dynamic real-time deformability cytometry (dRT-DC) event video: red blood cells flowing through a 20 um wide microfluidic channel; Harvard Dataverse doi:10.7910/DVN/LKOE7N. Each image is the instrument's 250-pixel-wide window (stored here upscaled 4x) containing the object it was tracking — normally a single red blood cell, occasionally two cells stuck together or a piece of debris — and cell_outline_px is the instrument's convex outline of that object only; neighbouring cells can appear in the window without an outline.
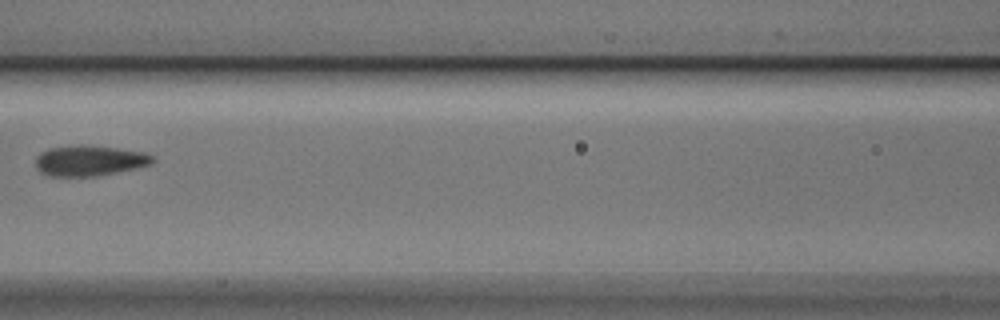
{"species": "Egyptian fruit bat (a non-hibernating species)", "species_latin": "Rousettus aegyptiacus", "temperature_condition": "cold", "stored_images_in_passage": 4, "camera_frame_rate_fps": 3000, "um_per_image_px": 0.085, "animal": {"sex": "male"}, "frame": {"image": 1, "passage_image": 3, "time_ms": 0.667, "image_size_px": [1000, 320], "cell_outline_px": [[156, 160], [152, 164], [116, 172], [96, 176], [48, 176], [40, 172], [36, 168], [36, 156], [40, 152], [48, 148], [80, 144], [88, 144], [144, 152], [152, 156]], "centroid_in_image_um": [7.57, 13.64], "position_along_channel_um": 159.0, "area_um2": 20.98}}
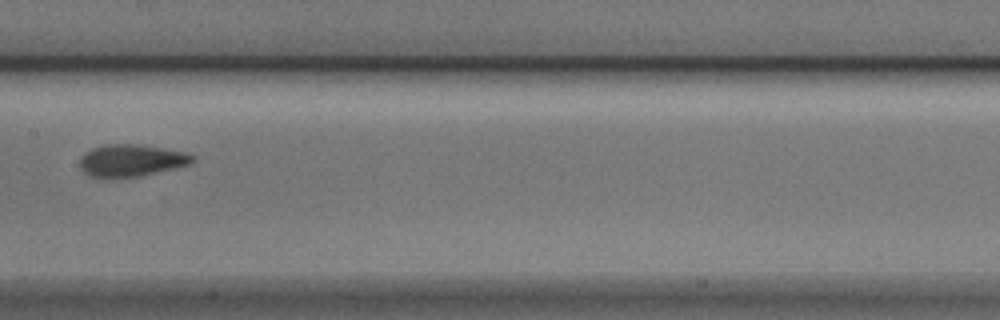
{"frame": {"image": 2, "passage_image": 4, "time_ms": 1.0, "image_size_px": [1000, 320], "cell_outline_px": [[196, 160], [192, 164], [140, 176], [112, 180], [104, 180], [92, 176], [84, 172], [80, 168], [80, 160], [84, 152], [92, 148], [108, 144], [136, 144], [188, 152], [196, 156]], "centroid_in_image_um": [11.17, 13.67], "position_along_channel_um": 196.2, "area_um2": 21.68}}